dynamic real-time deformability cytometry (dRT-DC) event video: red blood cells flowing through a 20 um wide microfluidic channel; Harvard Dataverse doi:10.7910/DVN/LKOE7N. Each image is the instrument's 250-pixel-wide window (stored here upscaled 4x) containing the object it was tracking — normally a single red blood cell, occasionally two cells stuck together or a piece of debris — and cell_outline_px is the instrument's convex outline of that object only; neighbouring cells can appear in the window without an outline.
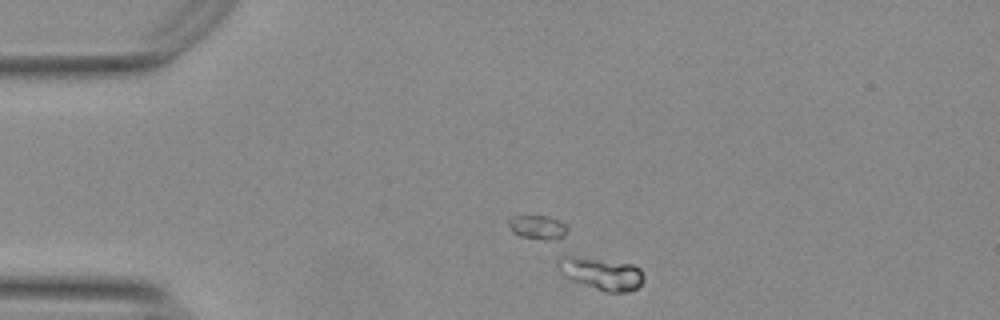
{"species": "Egyptian fruit bat (a non-hibernating species)", "species_latin": "Rousettus aegyptiacus", "temperature_condition": "warm", "stored_images_in_passage": 44, "camera_frame_rate_fps": 3000, "um_per_image_px": 0.085, "animal": {"sex": "female"}, "frame": {"image": 1, "passage_image": 1, "time_ms": 0.0, "image_size_px": [1000, 320], "cell_outline_px": [[644, 280], [636, 288], [628, 292], [604, 292], [572, 280], [564, 276], [556, 264], [556, 260], [560, 256], [572, 256], [632, 264], [640, 268], [644, 276]], "centroid_in_image_um": [51.11, 23.26], "position_along_channel_um": 33.9, "area_um2": 16.01}, "authors_computed_cell_mechanics": {"area_um2": 13.3229, "velocity_mm_per_s": 3.6377, "shape_relaxation_time_tau1_ms": null, "shape_relaxation_time_tau2_ms": 2.1455, "deformation_change_tau1": null, "deformation_change_tau2": 0.0406}}